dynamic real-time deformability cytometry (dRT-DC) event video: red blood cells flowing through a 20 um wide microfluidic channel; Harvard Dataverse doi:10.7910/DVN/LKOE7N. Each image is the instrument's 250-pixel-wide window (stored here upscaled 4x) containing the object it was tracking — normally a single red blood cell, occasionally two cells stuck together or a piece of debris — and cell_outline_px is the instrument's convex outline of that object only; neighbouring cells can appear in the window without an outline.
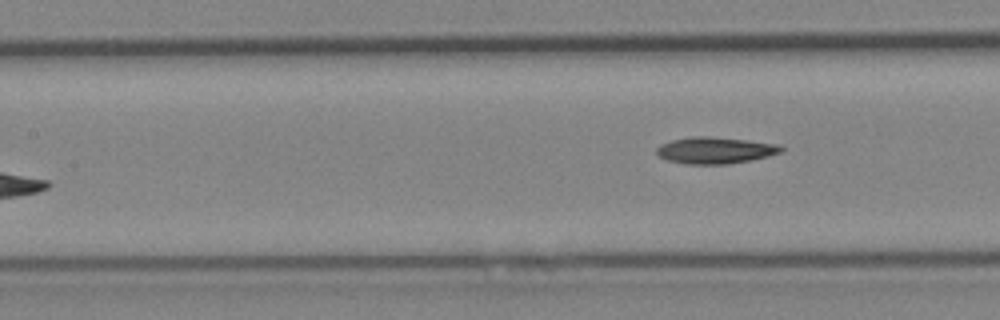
{"species": "Egyptian fruit bat (a non-hibernating species)", "species_latin": "Rousettus aegyptiacus", "temperature_condition": "cold", "stored_images_in_passage": 6, "segment_of_instrument_passage": [2, 2], "camera_frame_rate_fps": 3000, "um_per_image_px": 0.085, "animal": {"sex": "female"}, "frame": {"image": 1, "passage_image": 6, "time_ms": 5.667, "image_size_px": [1000, 320], "cell_outline_px": [[784, 152], [752, 160], [728, 164], [688, 164], [668, 160], [660, 156], [656, 152], [656, 148], [660, 144], [672, 140], [692, 136], [708, 136], [748, 140], [780, 144], [784, 148]], "centroid_in_image_um": [60.84, 12.77], "position_along_channel_um": 146.6, "area_um2": 19.42}}